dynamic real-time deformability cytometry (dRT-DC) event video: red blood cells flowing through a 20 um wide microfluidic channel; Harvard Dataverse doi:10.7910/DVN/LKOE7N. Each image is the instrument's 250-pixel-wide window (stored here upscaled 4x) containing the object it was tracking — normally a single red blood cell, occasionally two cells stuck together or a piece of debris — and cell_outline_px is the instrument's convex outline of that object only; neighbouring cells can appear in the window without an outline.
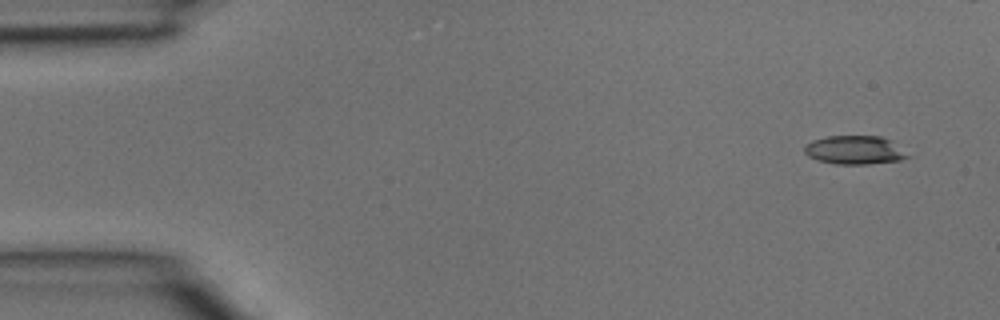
{"species": "common noctule bat (a hibernating species)", "species_latin": "Nyctalus noctula", "temperature_condition": "room temperature", "stored_images_in_passage": 4, "camera_frame_rate_fps": 3000, "um_per_image_px": 0.085, "animal": {"sex": "male", "body_mass_g": 15.6}, "frame": {"image": 1, "passage_image": 1, "time_ms": 0.0, "image_size_px": [1000, 320], "cell_outline_px": [[912, 156], [900, 160], [868, 164], [836, 164], [816, 160], [808, 156], [804, 152], [804, 148], [812, 140], [828, 136], [880, 136], [892, 140]], "centroid_in_image_um": [72.68, 12.75], "position_along_channel_um": 12.3, "area_um2": 17.34}}
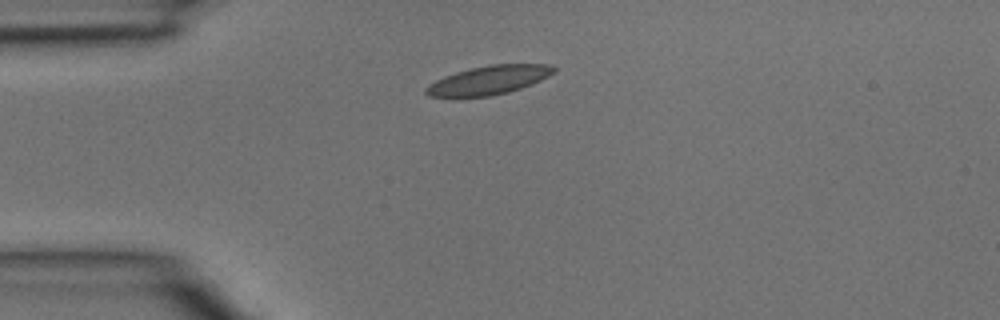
{"frame": {"image": 2, "passage_image": 4, "time_ms": 1.0, "image_size_px": [1000, 320], "cell_outline_px": [[556, 72], [540, 80], [520, 88], [508, 92], [488, 96], [428, 96], [424, 92], [424, 88], [428, 84], [444, 76], [456, 72], [488, 64], [548, 64], [556, 68]], "centroid_in_image_um": [41.54, 6.8], "position_along_channel_um": 43.5, "area_um2": 21.21}}